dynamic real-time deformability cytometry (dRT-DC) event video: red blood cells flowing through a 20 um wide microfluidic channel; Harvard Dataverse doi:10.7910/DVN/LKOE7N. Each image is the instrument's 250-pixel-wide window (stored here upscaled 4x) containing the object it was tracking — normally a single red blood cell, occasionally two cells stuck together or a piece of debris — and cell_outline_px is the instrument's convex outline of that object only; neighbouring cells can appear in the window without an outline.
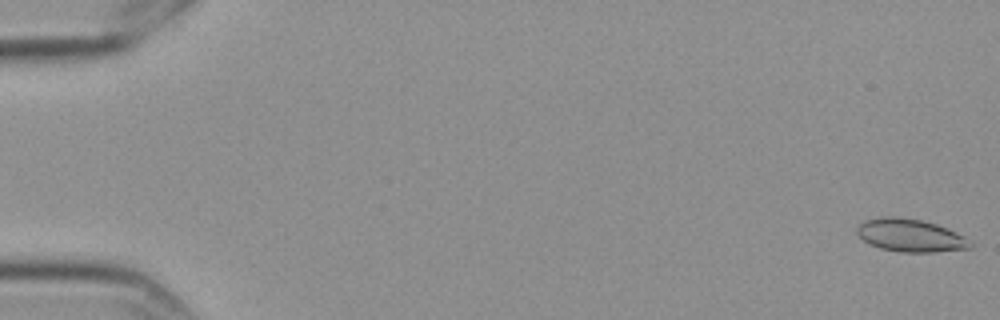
{"species": "Egyptian fruit bat (a non-hibernating species)", "species_latin": "Rousettus aegyptiacus", "temperature_condition": "cold", "stored_images_in_passage": 6, "camera_frame_rate_fps": 3000, "um_per_image_px": 0.085, "frame": {"image": 1, "passage_image": 1, "time_ms": 0.0, "image_size_px": [1000, 320], "cell_outline_px": [[972, 248], [936, 252], [900, 252], [880, 248], [868, 244], [856, 232], [856, 228], [860, 224], [868, 220], [888, 216], [892, 216], [920, 220], [936, 224], [948, 228], [972, 240]], "centroid_in_image_um": [77.43, 20.03], "position_along_channel_um": 7.6, "area_um2": 21.62}}
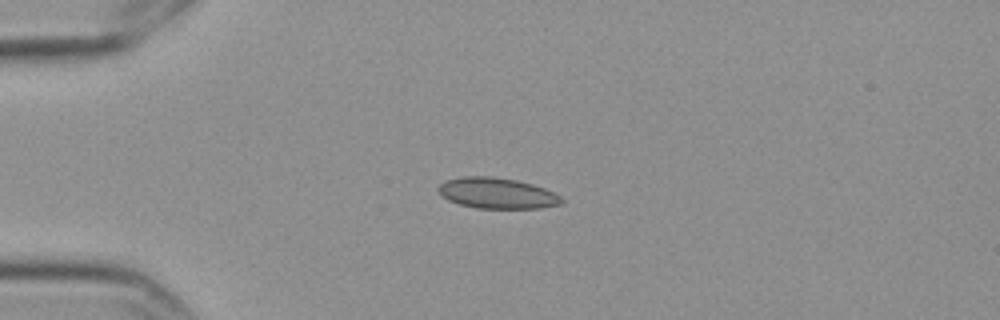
{"frame": {"image": 2, "passage_image": 5, "time_ms": 1.333, "image_size_px": [1000, 320], "cell_outline_px": [[564, 200], [560, 204], [540, 208], [476, 208], [460, 204], [448, 200], [440, 196], [436, 188], [444, 180], [464, 176], [492, 176], [516, 180], [532, 184], [544, 188], [560, 196]], "centroid_in_image_um": [42.19, 16.41], "position_along_channel_um": 42.8, "area_um2": 22.2}}